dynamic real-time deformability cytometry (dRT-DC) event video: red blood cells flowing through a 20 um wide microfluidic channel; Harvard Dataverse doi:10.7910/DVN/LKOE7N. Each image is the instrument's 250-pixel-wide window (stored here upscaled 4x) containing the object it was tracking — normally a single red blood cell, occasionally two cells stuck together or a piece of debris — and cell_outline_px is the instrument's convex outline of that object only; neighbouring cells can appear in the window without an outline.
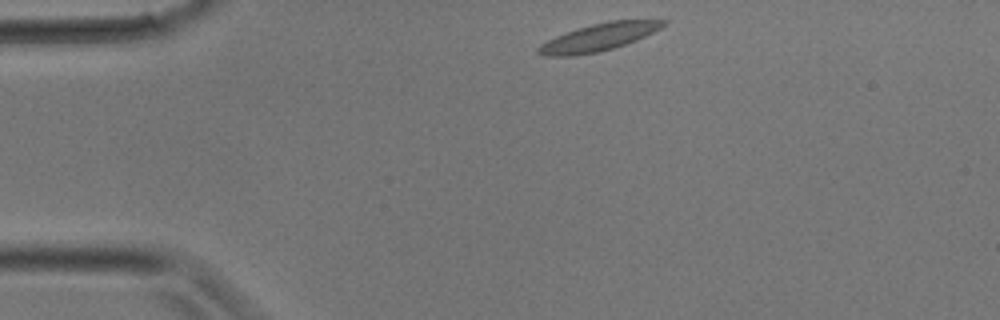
{"species": "common noctule bat (a hibernating species)", "species_latin": "Nyctalus noctula", "temperature_condition": "room temperature", "stored_images_in_passage": 24, "camera_frame_rate_fps": 3000, "um_per_image_px": 0.085, "animal": {"sex": "male", "body_mass_g": 17.9}, "frame": {"image": 1, "passage_image": 1, "time_ms": 0.0, "image_size_px": [1000, 320], "cell_outline_px": [[668, 20], [660, 28], [636, 40], [612, 48], [596, 52], [572, 56], [540, 56], [536, 52], [536, 48], [540, 44], [556, 36], [576, 28], [608, 20]], "centroid_in_image_um": [50.81, 3.17], "position_along_channel_um": 34.2, "area_um2": 19.77}}
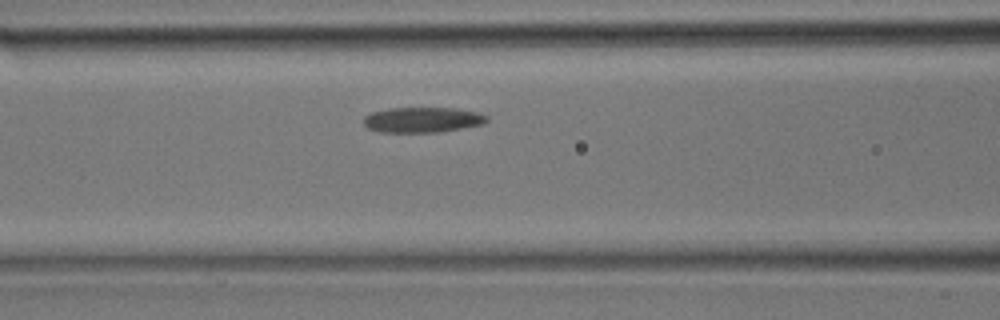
{"frame": {"image": 2, "passage_image": 8, "time_ms": 2.333, "image_size_px": [1000, 320], "cell_outline_px": [[488, 120], [484, 124], [436, 132], [380, 132], [368, 128], [364, 124], [364, 116], [372, 112], [388, 108], [456, 108], [476, 112], [488, 116]], "centroid_in_image_um": [35.9, 10.18], "position_along_channel_um": 130.7, "area_um2": 18.09}}
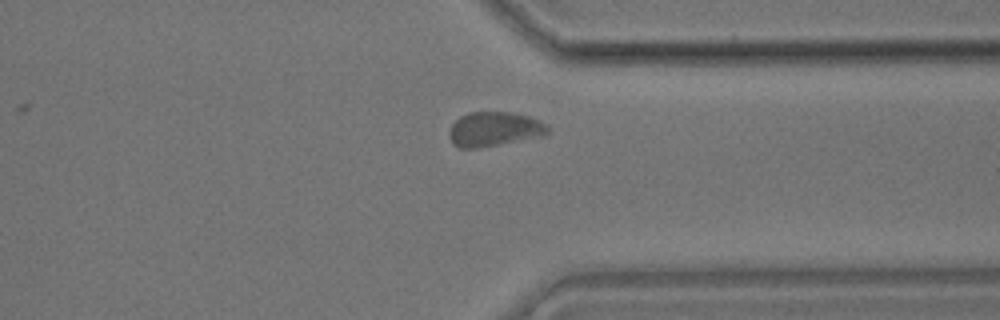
{"frame": {"image": 3, "passage_image": 20, "time_ms": 6.333, "image_size_px": [1000, 320], "cell_outline_px": [[552, 132], [544, 136], [476, 148], [460, 148], [452, 144], [448, 132], [452, 124], [460, 116], [468, 112], [512, 112], [528, 116], [548, 124]], "centroid_in_image_um": [42.04, 10.97], "position_along_channel_um": 369.4, "area_um2": 20.0}}